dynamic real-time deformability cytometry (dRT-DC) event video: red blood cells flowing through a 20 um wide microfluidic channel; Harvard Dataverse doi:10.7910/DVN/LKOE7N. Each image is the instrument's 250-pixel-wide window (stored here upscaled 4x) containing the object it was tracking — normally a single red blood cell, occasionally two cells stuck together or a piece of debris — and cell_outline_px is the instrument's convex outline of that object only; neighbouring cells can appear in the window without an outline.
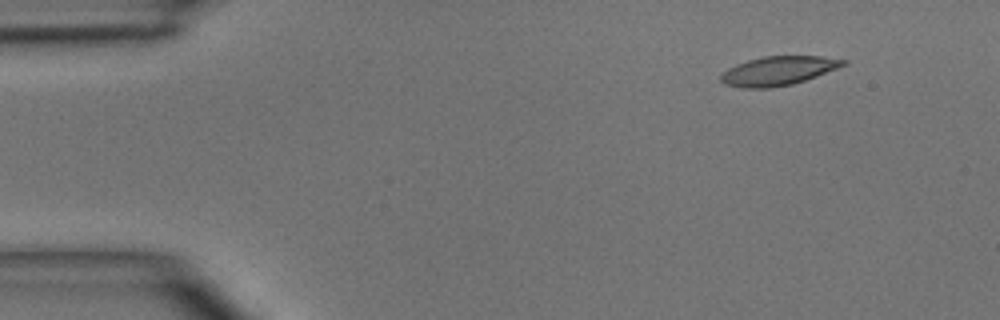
{"species": "common noctule bat (a hibernating species)", "species_latin": "Nyctalus noctula", "temperature_condition": "room temperature", "stored_images_in_passage": 6, "camera_frame_rate_fps": 3000, "um_per_image_px": 0.085, "animal": {"sex": "male", "body_mass_g": 15.6}, "frame": {"image": 1, "passage_image": 2, "time_ms": 1.333, "image_size_px": [1000, 320], "cell_outline_px": [[848, 64], [816, 76], [792, 84], [768, 88], [740, 88], [724, 84], [720, 80], [720, 76], [728, 68], [736, 64], [748, 60], [764, 56], [820, 56], [848, 60]], "centroid_in_image_um": [66.14, 6.02], "position_along_channel_um": 18.9, "area_um2": 20.63}}
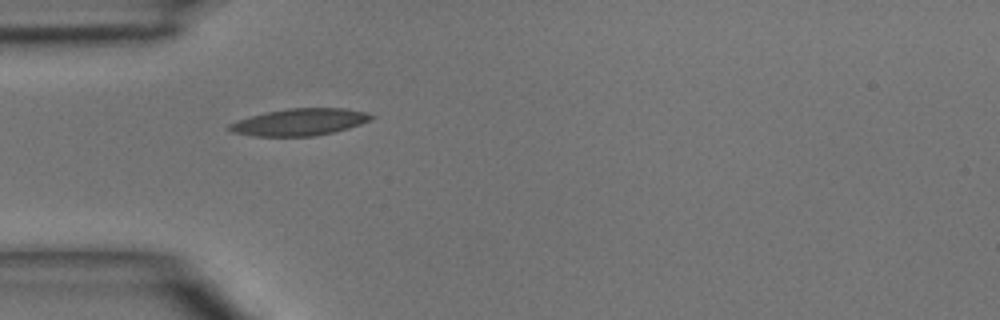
{"frame": {"image": 2, "passage_image": 4, "time_ms": 4.333, "image_size_px": [1000, 320], "cell_outline_px": [[376, 116], [360, 124], [348, 128], [316, 136], [252, 136], [232, 132], [224, 128], [228, 124], [236, 120], [268, 112], [288, 108], [344, 108], [368, 112]], "centroid_in_image_um": [25.44, 10.38], "position_along_channel_um": 59.6, "area_um2": 22.31}}